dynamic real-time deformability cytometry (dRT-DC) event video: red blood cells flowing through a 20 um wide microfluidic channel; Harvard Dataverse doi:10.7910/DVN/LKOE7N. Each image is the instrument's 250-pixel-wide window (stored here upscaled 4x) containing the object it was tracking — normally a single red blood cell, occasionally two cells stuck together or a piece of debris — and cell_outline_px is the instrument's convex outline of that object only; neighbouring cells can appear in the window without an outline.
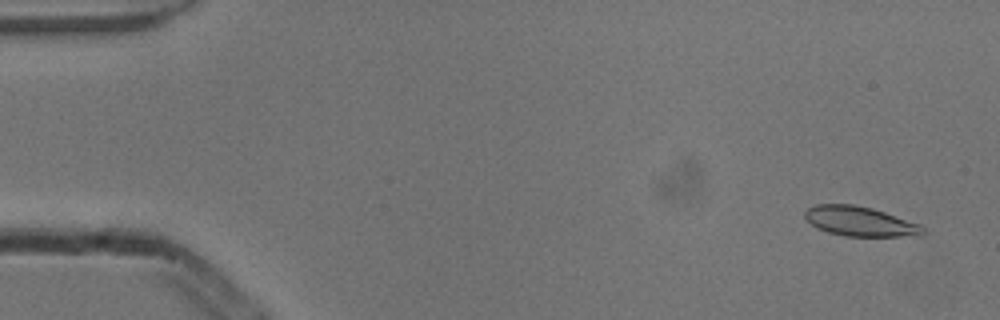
{"species": "common noctule bat (a hibernating species)", "species_latin": "Nyctalus noctula", "temperature_condition": "cold", "stored_images_in_passage": 4, "camera_frame_rate_fps": 3000, "um_per_image_px": 0.085, "animal": {"sex": "male", "body_mass_g": 13.3}, "frame": {"image": 1, "passage_image": 1, "time_ms": 0.0, "image_size_px": [1000, 320], "cell_outline_px": [[928, 232], [920, 236], [844, 236], [828, 232], [812, 224], [804, 216], [804, 212], [808, 208], [816, 204], [852, 204], [872, 208], [920, 224]], "centroid_in_image_um": [73.14, 18.82], "position_along_channel_um": 11.9, "area_um2": 20.35}}
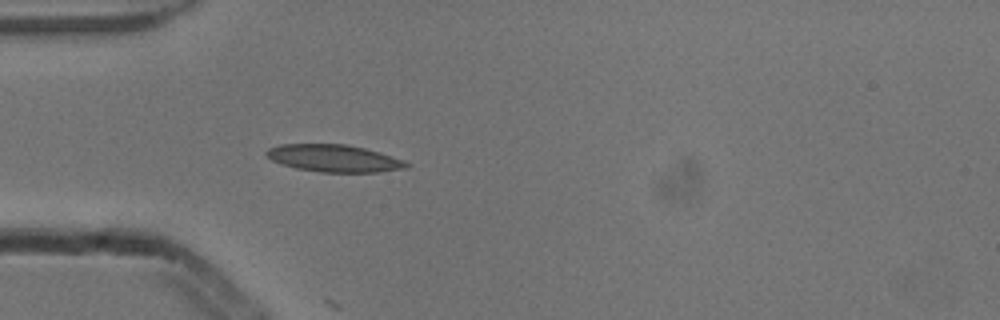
{"frame": {"image": 2, "passage_image": 4, "time_ms": 1.0, "image_size_px": [1000, 320], "cell_outline_px": [[408, 168], [376, 172], [320, 172], [296, 168], [272, 160], [264, 152], [268, 148], [280, 144], [344, 144], [364, 148], [380, 152], [404, 160], [408, 164]], "centroid_in_image_um": [28.39, 13.45], "position_along_channel_um": 56.6, "area_um2": 22.08}}